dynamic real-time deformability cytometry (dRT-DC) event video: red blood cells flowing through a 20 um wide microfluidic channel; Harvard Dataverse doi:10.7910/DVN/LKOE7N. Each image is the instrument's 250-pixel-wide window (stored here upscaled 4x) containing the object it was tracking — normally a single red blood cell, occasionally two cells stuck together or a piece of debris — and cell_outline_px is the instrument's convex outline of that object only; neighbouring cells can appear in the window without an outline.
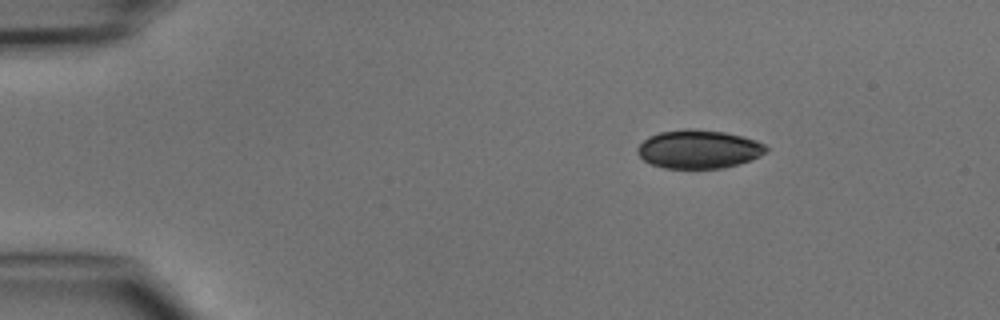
{"species": "common noctule bat (a hibernating species)", "species_latin": "Nyctalus noctula", "temperature_condition": "cold", "stored_images_in_passage": 3, "camera_frame_rate_fps": 3000, "um_per_image_px": 0.085, "animal": {"sex": "male", "body_mass_g": 15.6}, "frame": {"image": 1, "passage_image": 1, "time_ms": 0.0, "image_size_px": [1000, 320], "cell_outline_px": [[768, 152], [752, 160], [724, 168], [664, 168], [652, 164], [644, 160], [636, 152], [636, 148], [648, 136], [660, 132], [692, 128], [724, 132], [756, 140], [764, 144], [768, 148]], "centroid_in_image_um": [59.4, 12.68], "position_along_channel_um": 25.6, "area_um2": 28.9}}
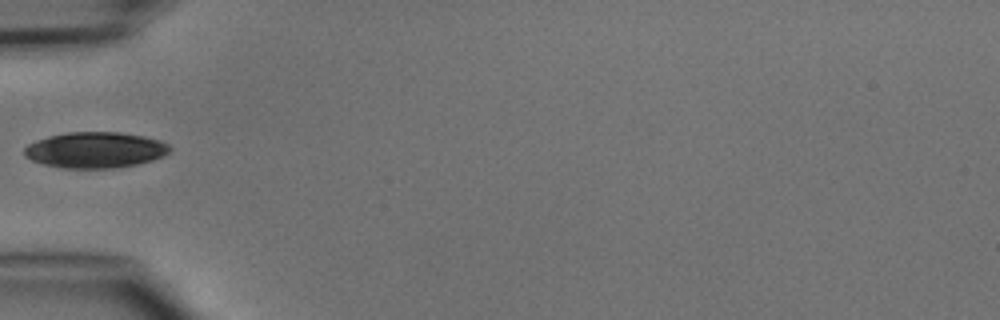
{"frame": {"image": 2, "passage_image": 3, "time_ms": 3.0, "image_size_px": [1000, 320], "cell_outline_px": [[172, 148], [164, 156], [152, 160], [136, 164], [112, 168], [60, 168], [44, 164], [32, 160], [24, 156], [24, 148], [28, 144], [36, 140], [48, 136], [68, 132], [120, 132], [144, 136], [160, 140], [168, 144]], "centroid_in_image_um": [8.09, 12.74], "position_along_channel_um": 76.9, "area_um2": 30.52}}